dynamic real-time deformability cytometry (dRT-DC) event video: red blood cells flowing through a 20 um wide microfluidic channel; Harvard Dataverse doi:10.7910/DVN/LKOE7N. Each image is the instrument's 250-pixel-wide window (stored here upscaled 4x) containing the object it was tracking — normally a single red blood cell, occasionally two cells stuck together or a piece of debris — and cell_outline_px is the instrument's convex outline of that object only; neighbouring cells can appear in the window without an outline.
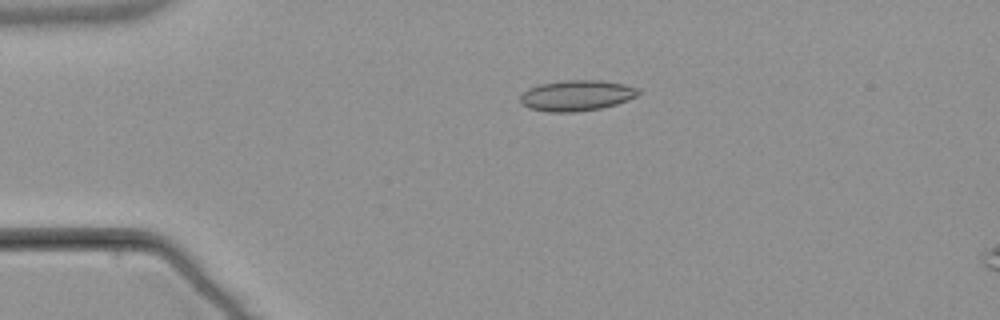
{"species": "common noctule bat (a hibernating species)", "species_latin": "Nyctalus noctula", "temperature_condition": "warm", "stored_images_in_passage": 5, "camera_frame_rate_fps": 3000, "um_per_image_px": 0.085, "animal": {"sex": "male", "body_mass_g": 21.5, "forearm_length_mm": 52.0}, "frame": {"image": 1, "passage_image": 4, "time_ms": 3.667, "image_size_px": [1000, 320], "cell_outline_px": [[640, 92], [636, 96], [628, 100], [616, 104], [600, 108], [576, 112], [548, 112], [528, 108], [520, 104], [520, 96], [528, 88], [540, 84], [564, 80], [600, 80], [624, 84], [640, 88]], "centroid_in_image_um": [49.0, 8.12], "position_along_channel_um": 36.0, "area_um2": 21.27}}